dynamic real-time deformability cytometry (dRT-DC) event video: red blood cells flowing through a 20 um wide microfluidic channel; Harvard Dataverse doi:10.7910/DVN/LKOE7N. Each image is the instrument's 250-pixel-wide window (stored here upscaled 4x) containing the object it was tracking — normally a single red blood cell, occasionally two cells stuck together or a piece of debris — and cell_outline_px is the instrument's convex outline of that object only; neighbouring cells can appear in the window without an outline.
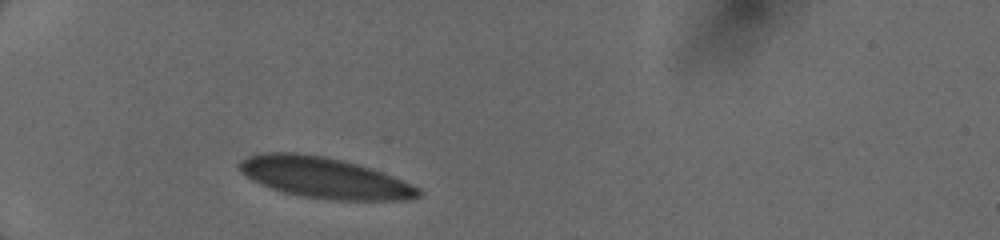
{"species": "human", "species_latin": "Homo sapiens", "temperature_condition": "cold", "stored_images_in_passage": 1, "camera_frame_rate_fps": 3000, "um_per_image_px": 0.085, "donor": {"sex": "female"}, "frame": {"image": 1, "passage_image": 1, "time_ms": 0.0, "image_size_px": [1000, 240], "cell_outline_px": [[420, 196], [408, 200], [328, 200], [300, 196], [284, 192], [260, 184], [240, 172], [236, 164], [240, 160], [248, 156], [264, 152], [296, 152], [324, 156], [356, 164], [392, 176], [420, 188]], "centroid_in_image_um": [27.52, 15.11], "position_along_channel_um": 57.5, "area_um2": 42.48}}